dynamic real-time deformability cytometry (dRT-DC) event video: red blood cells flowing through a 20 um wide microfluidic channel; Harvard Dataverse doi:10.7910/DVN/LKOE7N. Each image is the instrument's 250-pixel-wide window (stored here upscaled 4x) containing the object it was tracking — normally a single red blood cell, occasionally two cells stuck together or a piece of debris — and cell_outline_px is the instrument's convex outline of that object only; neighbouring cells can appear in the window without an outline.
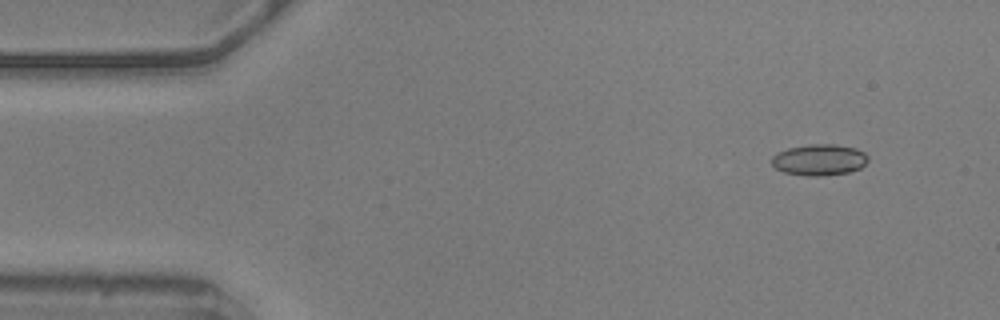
{"species": "common noctule bat (a hibernating species)", "species_latin": "Nyctalus noctula", "temperature_condition": "warm", "stored_images_in_passage": 53, "camera_frame_rate_fps": 3000, "um_per_image_px": 0.085, "animal": {"sex": "male", "body_mass_g": 20.5, "forearm_length_mm": 52.5}, "frame": {"image": 1, "passage_image": 2, "time_ms": 0.333, "image_size_px": [1000, 320], "cell_outline_px": [[868, 160], [860, 168], [848, 172], [824, 176], [804, 176], [784, 172], [776, 168], [772, 164], [772, 156], [776, 152], [788, 148], [808, 144], [836, 144], [856, 148], [864, 152], [868, 156]], "centroid_in_image_um": [69.63, 13.58], "position_along_channel_um": 15.4, "area_um2": 17.69}}
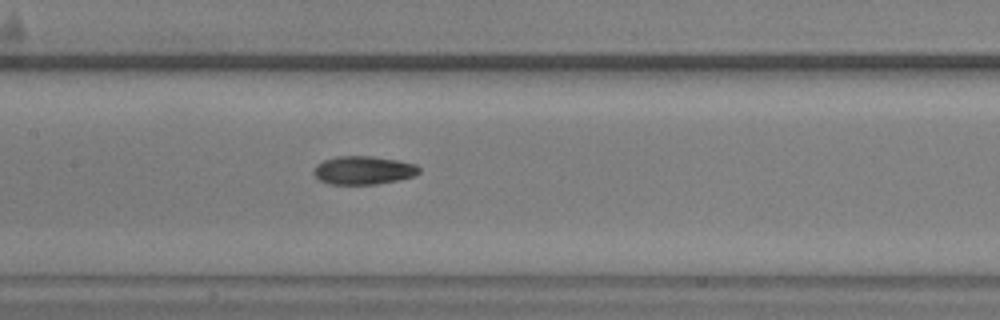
{"frame": {"image": 2, "passage_image": 23, "time_ms": 7.333, "image_size_px": [1000, 320], "cell_outline_px": [[420, 172], [416, 176], [400, 180], [376, 184], [328, 184], [320, 180], [312, 172], [316, 164], [324, 160], [336, 156], [372, 156], [396, 160], [416, 164], [420, 168]], "centroid_in_image_um": [30.9, 14.47], "position_along_channel_um": 176.5, "area_um2": 17.57}}
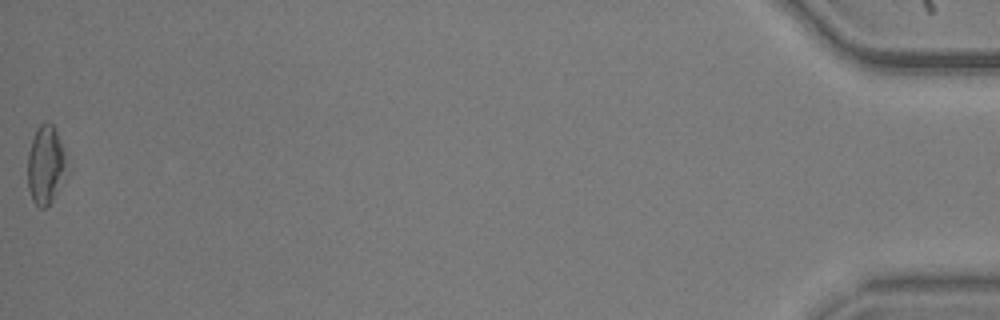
{"frame": {"image": 3, "passage_image": 53, "time_ms": 17.333, "image_size_px": [1000, 320], "cell_outline_px": [[64, 164], [52, 200], [44, 208], [40, 208], [32, 200], [28, 188], [28, 152], [36, 128], [44, 120], [48, 120], [52, 124], [64, 148]], "centroid_in_image_um": [3.8, 13.93], "position_along_channel_um": 431.4, "area_um2": 16.94}, "authors_computed_cell_mechanics": {"area_um2": 17.2822, "velocity_mm_per_s": 3.6027, "shape_relaxation_time_tau1_ms": null, "shape_relaxation_time_tau2_ms": 4.1556, "deformation_change_tau1": null, "deformation_change_tau2": 0.116}}